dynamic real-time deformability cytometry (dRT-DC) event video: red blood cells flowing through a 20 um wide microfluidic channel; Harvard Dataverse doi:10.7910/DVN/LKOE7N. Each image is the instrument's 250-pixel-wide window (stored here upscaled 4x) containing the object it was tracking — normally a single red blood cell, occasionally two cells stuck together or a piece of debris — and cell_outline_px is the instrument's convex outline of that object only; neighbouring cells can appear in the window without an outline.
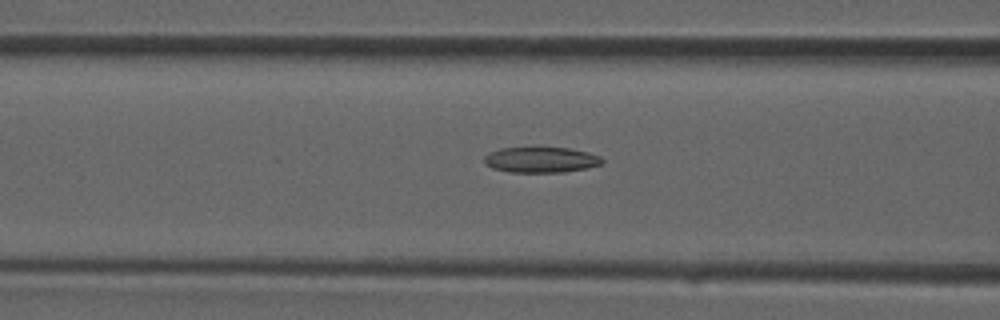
{"species": "common noctule bat (a hibernating species)", "species_latin": "Nyctalus noctula", "temperature_condition": "room temperature", "stored_images_in_passage": 36, "camera_frame_rate_fps": 3000, "um_per_image_px": 0.085, "animal": {"sex": "male", "forearm_length_mm": 52.5}, "frame": {"image": 1, "passage_image": 14, "time_ms": 4.333, "image_size_px": [1000, 320], "cell_outline_px": [[604, 160], [600, 164], [588, 168], [564, 172], [508, 172], [492, 168], [484, 164], [484, 156], [500, 148], [568, 148], [588, 152], [600, 156]], "centroid_in_image_um": [45.98, 13.59], "position_along_channel_um": 120.6, "area_um2": 17.51}}
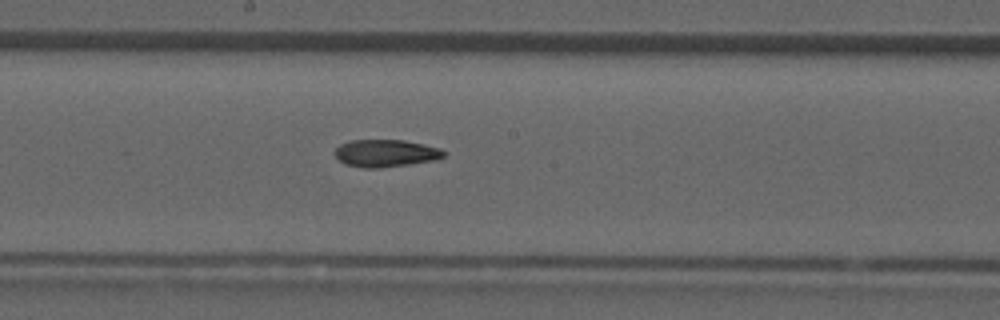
{"frame": {"image": 2, "passage_image": 19, "time_ms": 6.0, "image_size_px": [1000, 320], "cell_outline_px": [[444, 156], [436, 160], [380, 168], [364, 168], [344, 164], [336, 156], [336, 148], [340, 144], [348, 140], [404, 140], [424, 144], [440, 148], [444, 152]], "centroid_in_image_um": [32.77, 13.02], "position_along_channel_um": 215.4, "area_um2": 17.34}}
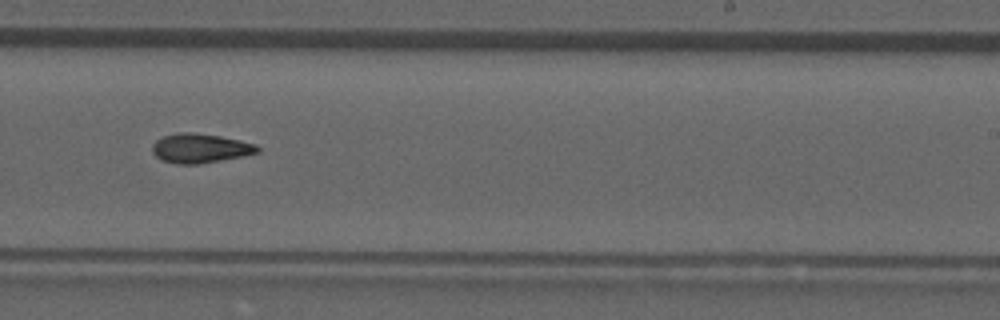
{"frame": {"image": 3, "passage_image": 22, "time_ms": 7.0, "image_size_px": [1000, 320], "cell_outline_px": [[260, 152], [244, 156], [200, 164], [176, 164], [160, 160], [152, 152], [152, 144], [156, 140], [164, 136], [180, 132], [192, 132], [220, 136], [240, 140], [256, 144], [260, 148]], "centroid_in_image_um": [17.02, 12.61], "position_along_channel_um": 272.0, "area_um2": 18.15}}